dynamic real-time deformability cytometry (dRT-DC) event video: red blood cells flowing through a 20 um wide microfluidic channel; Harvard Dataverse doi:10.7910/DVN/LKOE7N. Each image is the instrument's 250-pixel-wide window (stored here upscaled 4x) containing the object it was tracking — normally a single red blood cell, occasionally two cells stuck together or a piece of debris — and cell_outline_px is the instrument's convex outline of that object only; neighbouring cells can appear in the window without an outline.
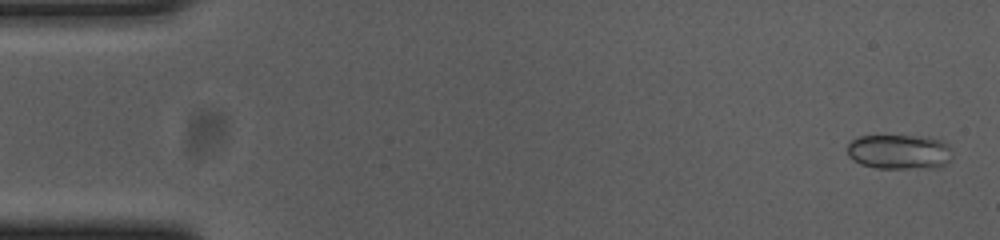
{"species": "common noctule bat (a hibernating species)", "species_latin": "Nyctalus noctula", "temperature_condition": "cold", "stored_images_in_passage": 55, "camera_frame_rate_fps": 3000, "um_per_image_px": 0.085, "animal": {"sex": "female", "body_mass_g": 23.0, "forearm_length_mm": 53.4}, "frame": {"image": 1, "passage_image": 2, "time_ms": 0.333, "image_size_px": [1000, 240], "cell_outline_px": [[952, 160], [948, 164], [940, 168], [876, 168], [860, 164], [852, 160], [848, 156], [848, 144], [852, 140], [860, 136], [928, 136], [940, 140], [948, 144]], "centroid_in_image_um": [76.47, 12.92], "position_along_channel_um": 8.5, "area_um2": 21.62}}
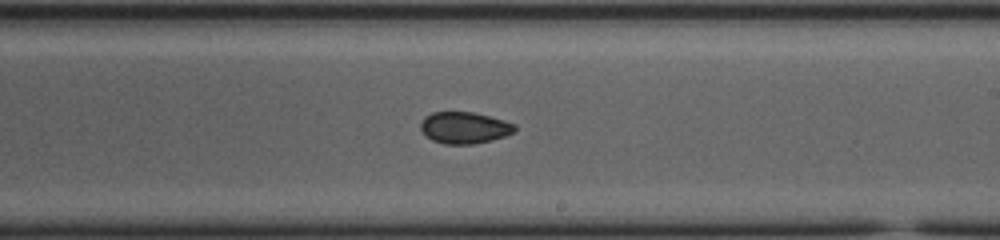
{"frame": {"image": 2, "passage_image": 32, "time_ms": 10.333, "image_size_px": [1000, 240], "cell_outline_px": [[516, 128], [512, 132], [504, 136], [472, 144], [444, 144], [432, 140], [420, 128], [420, 124], [424, 116], [432, 112], [472, 112], [504, 120], [516, 124]], "centroid_in_image_um": [39.45, 10.84], "position_along_channel_um": 249.6, "area_um2": 17.11}}
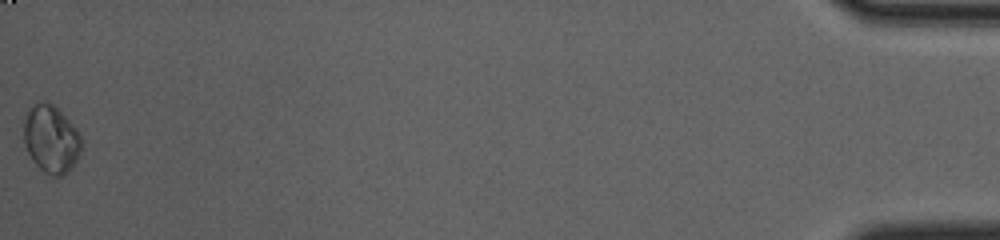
{"frame": {"image": 3, "passage_image": 55, "time_ms": 18.0, "image_size_px": [1000, 240], "cell_outline_px": [[80, 152], [76, 160], [68, 172], [64, 176], [52, 176], [44, 172], [32, 160], [24, 144], [24, 120], [28, 112], [40, 100], [48, 100], [76, 128], [80, 136]], "centroid_in_image_um": [4.33, 11.84], "position_along_channel_um": 430.9, "area_um2": 22.43}, "authors_computed_cell_mechanics": {"area_um2": 18.0336, "velocity_mm_per_s": 3.6939, "shape_relaxation_time_tau1_ms": 2.4816, "shape_relaxation_time_tau2_ms": 6.2603, "deformation_change_tau1": 0.041, "deformation_change_tau2": 0.0596}}